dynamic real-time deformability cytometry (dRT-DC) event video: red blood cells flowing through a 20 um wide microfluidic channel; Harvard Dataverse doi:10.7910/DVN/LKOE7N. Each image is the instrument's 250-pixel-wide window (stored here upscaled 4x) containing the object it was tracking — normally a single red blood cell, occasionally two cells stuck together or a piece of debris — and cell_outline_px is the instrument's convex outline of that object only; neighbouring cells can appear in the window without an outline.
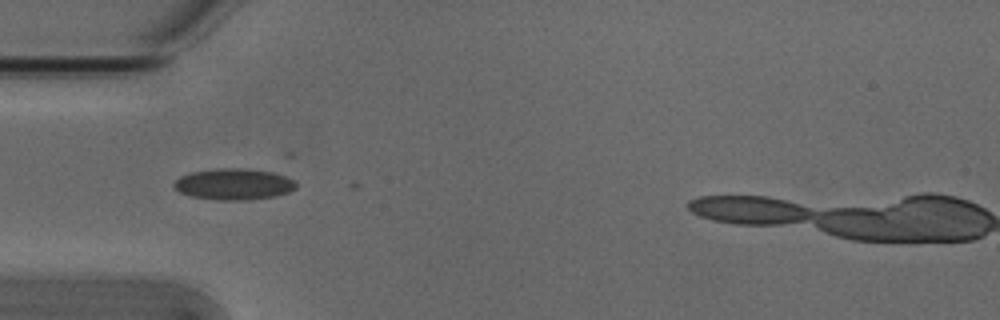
{"species": "Egyptian fruit bat (a non-hibernating species)", "species_latin": "Rousettus aegyptiacus", "temperature_condition": "cold", "stored_images_in_passage": 34, "camera_frame_rate_fps": 3000, "um_per_image_px": 0.085, "animal": {"sex": "male"}, "frame": {"image": 1, "passage_image": 1, "time_ms": 0.0, "image_size_px": [1000, 320], "cell_outline_px": [[296, 188], [288, 192], [276, 196], [248, 200], [220, 200], [188, 196], [180, 192], [172, 184], [180, 176], [192, 172], [216, 168], [240, 168], [272, 172], [284, 176], [292, 180], [296, 184]], "centroid_in_image_um": [19.84, 15.66], "position_along_channel_um": 65.2, "area_um2": 22.14}}
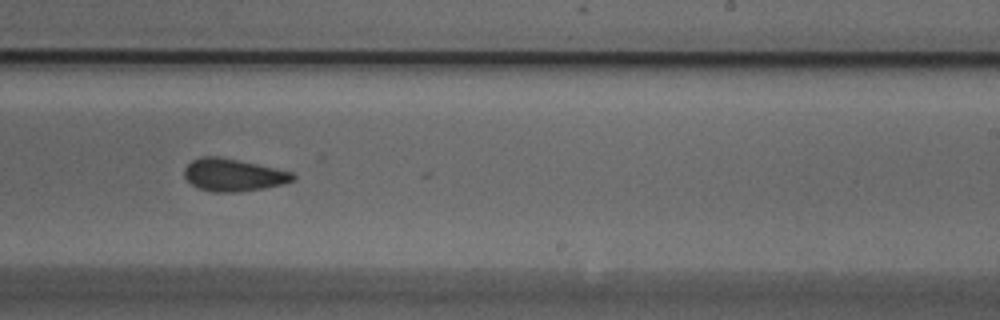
{"frame": {"image": 2, "passage_image": 17, "time_ms": 5.333, "image_size_px": [1000, 320], "cell_outline_px": [[296, 180], [284, 184], [264, 188], [236, 192], [212, 192], [200, 188], [192, 184], [184, 176], [184, 168], [192, 160], [200, 156], [220, 156], [292, 172], [296, 176]], "centroid_in_image_um": [19.83, 14.87], "position_along_channel_um": 269.2, "area_um2": 20.52}}
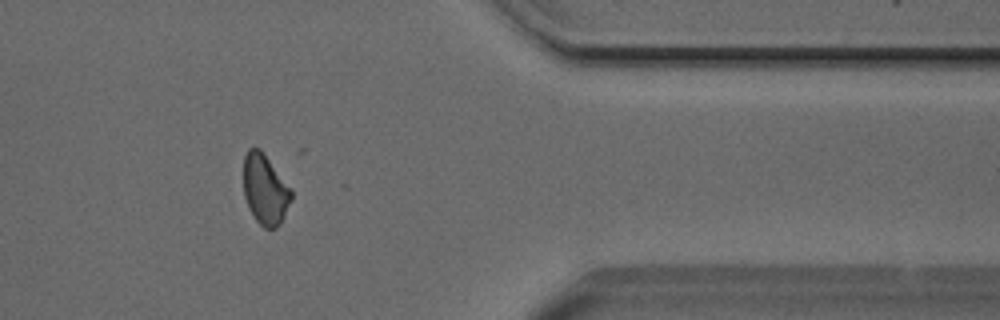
{"frame": {"image": 3, "passage_image": 28, "time_ms": 9.0, "image_size_px": [1000, 320], "cell_outline_px": [[292, 200], [280, 224], [276, 228], [264, 228], [256, 220], [248, 208], [244, 196], [244, 156], [248, 148], [260, 148], [292, 192]], "centroid_in_image_um": [22.51, 16.13], "position_along_channel_um": 388.9, "area_um2": 19.31}, "authors_computed_cell_mechanics": {"area_um2": 20.3745, "velocity_mm_per_s": 3.8414, "shape_relaxation_time_tau1_ms": 11.0249, "shape_relaxation_time_tau2_ms": 2.6586, "deformation_change_tau1": 0.1478, "deformation_change_tau2": 0.0768}}